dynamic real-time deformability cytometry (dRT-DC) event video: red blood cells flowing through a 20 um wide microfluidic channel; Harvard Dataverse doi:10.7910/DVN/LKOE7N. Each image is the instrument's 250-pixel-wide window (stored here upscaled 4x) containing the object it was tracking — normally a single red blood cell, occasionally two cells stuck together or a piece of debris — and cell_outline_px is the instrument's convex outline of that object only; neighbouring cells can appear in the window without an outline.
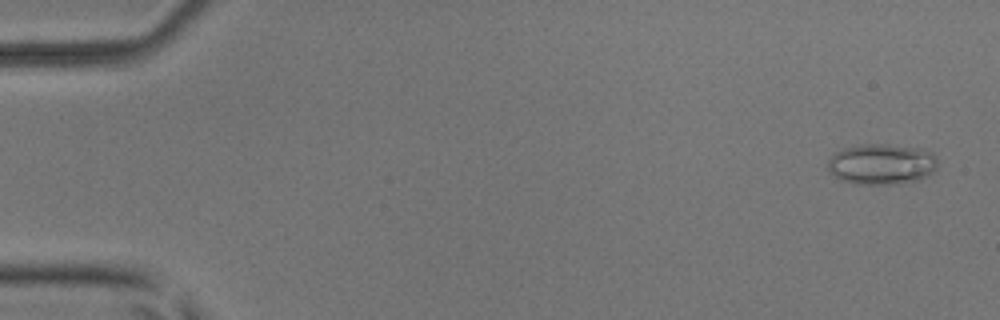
{"species": "common noctule bat (a hibernating species)", "species_latin": "Nyctalus noctula", "temperature_condition": "room temperature", "stored_images_in_passage": 9, "camera_frame_rate_fps": 3000, "um_per_image_px": 0.085, "animal": {"sex": "male", "body_mass_g": 17.9, "forearm_length_mm": 54.2}, "frame": {"image": 1, "passage_image": 2, "time_ms": 0.333, "image_size_px": [1000, 320], "cell_outline_px": [[936, 168], [932, 172], [916, 180], [892, 184], [856, 184], [840, 180], [828, 168], [828, 160], [836, 152], [844, 148], [860, 144], [884, 144], [920, 148], [932, 152], [936, 156]], "centroid_in_image_um": [74.93, 13.94], "position_along_channel_um": 10.1, "area_um2": 25.84}}